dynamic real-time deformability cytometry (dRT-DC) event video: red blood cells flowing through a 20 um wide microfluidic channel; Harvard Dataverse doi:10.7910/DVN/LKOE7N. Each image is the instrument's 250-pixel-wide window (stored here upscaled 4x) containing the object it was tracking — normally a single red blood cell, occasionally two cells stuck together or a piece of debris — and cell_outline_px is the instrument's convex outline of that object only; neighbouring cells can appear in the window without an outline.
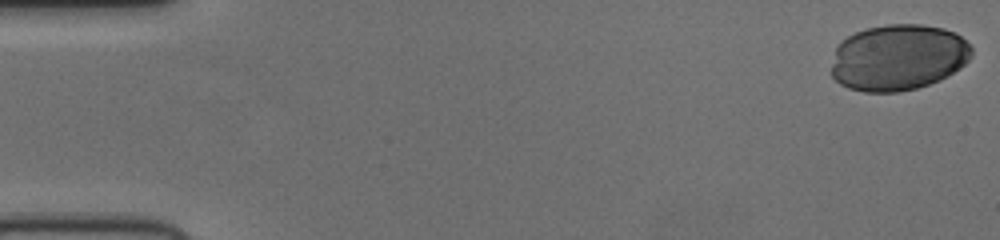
{"species": "human", "species_latin": "Homo sapiens", "temperature_condition": "cold", "stored_images_in_passage": 43, "camera_frame_rate_fps": 3000, "um_per_image_px": 0.085, "donor": {"sex": "female"}, "frame": {"image": 1, "passage_image": 1, "time_ms": 0.0, "image_size_px": [1000, 240], "cell_outline_px": [[972, 52], [968, 60], [960, 68], [940, 80], [916, 88], [900, 92], [864, 92], [848, 88], [840, 84], [832, 76], [832, 64], [836, 48], [840, 40], [856, 32], [868, 28], [888, 24], [920, 24], [944, 28], [956, 32], [972, 48]], "centroid_in_image_um": [76.34, 4.88], "position_along_channel_um": 8.7, "area_um2": 54.22}}
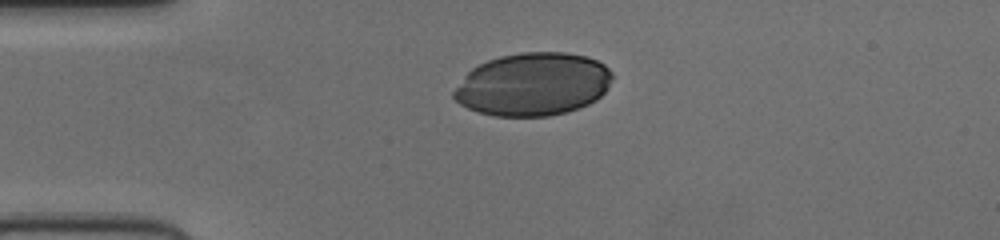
{"frame": {"image": 2, "passage_image": 13, "time_ms": 4.0, "image_size_px": [1000, 240], "cell_outline_px": [[612, 76], [608, 88], [596, 100], [580, 108], [548, 116], [492, 116], [468, 108], [460, 104], [452, 96], [452, 92], [464, 76], [472, 68], [488, 60], [500, 56], [520, 52], [564, 52], [588, 56], [604, 64], [612, 72]], "centroid_in_image_um": [45.31, 7.16], "position_along_channel_um": 39.7, "area_um2": 58.26}}